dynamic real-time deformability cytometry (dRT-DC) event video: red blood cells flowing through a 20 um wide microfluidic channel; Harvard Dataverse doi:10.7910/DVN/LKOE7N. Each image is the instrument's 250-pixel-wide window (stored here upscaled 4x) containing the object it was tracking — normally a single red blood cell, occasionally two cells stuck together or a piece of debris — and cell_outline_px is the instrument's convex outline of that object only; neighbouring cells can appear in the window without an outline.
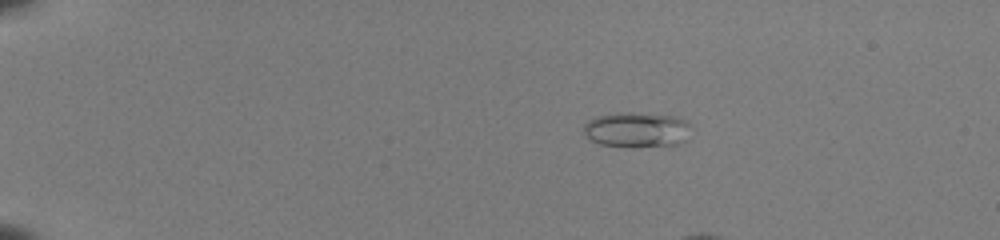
{"species": "common noctule bat (a hibernating species)", "species_latin": "Nyctalus noctula", "temperature_condition": "room temperature", "stored_images_in_passage": 19, "camera_frame_rate_fps": 3000, "um_per_image_px": 0.085, "animal": {"sex": "female", "body_mass_g": 22.0, "forearm_length_mm": 56.7}, "frame": {"image": 1, "passage_image": 11, "time_ms": 3.333, "image_size_px": [1000, 240], "cell_outline_px": [[688, 140], [680, 144], [632, 148], [600, 144], [592, 140], [584, 132], [584, 124], [588, 120], [596, 116], [620, 112], [624, 112], [676, 116], [684, 120], [688, 124]], "centroid_in_image_um": [54.13, 11.04], "position_along_channel_um": 30.9, "area_um2": 22.14}}